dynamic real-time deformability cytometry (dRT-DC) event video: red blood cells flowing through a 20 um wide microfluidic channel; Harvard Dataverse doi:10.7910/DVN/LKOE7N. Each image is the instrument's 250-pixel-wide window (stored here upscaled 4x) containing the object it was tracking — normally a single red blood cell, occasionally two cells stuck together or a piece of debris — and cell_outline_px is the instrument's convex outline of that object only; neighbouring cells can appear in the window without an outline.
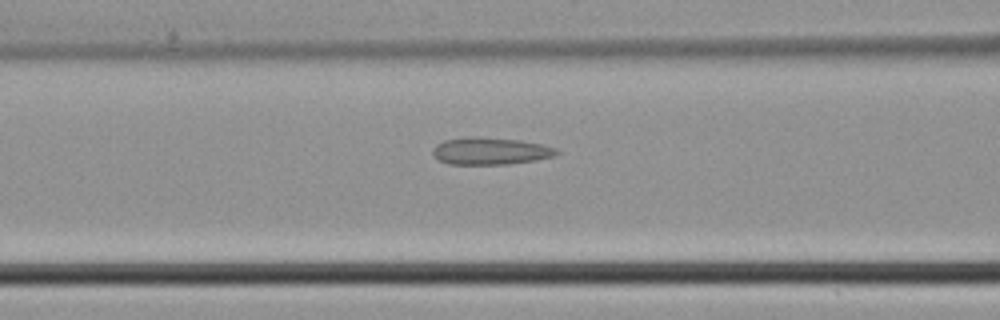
{"species": "common noctule bat (a hibernating species)", "species_latin": "Nyctalus noctula", "temperature_condition": "cold", "stored_images_in_passage": 33, "camera_frame_rate_fps": 3000, "um_per_image_px": 0.085, "animal": {"sex": "male", "body_mass_g": 21.5, "forearm_length_mm": 52.0}, "frame": {"image": 1, "passage_image": 6, "time_ms": 1.667, "image_size_px": [1000, 320], "cell_outline_px": [[560, 152], [552, 156], [536, 160], [508, 164], [448, 164], [440, 160], [432, 152], [432, 148], [436, 144], [444, 140], [468, 136], [480, 136], [520, 140], [540, 144], [556, 148]], "centroid_in_image_um": [41.66, 12.82], "position_along_channel_um": 124.9, "area_um2": 19.65}}
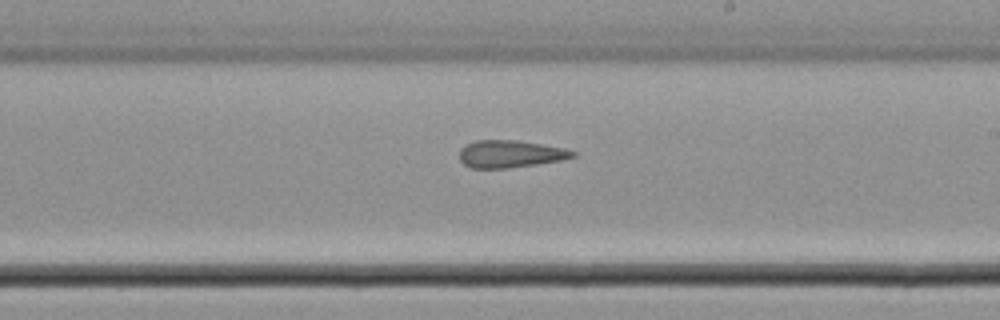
{"frame": {"image": 2, "passage_image": 14, "time_ms": 4.333, "image_size_px": [1000, 320], "cell_outline_px": [[576, 156], [560, 160], [536, 164], [508, 168], [472, 168], [464, 164], [460, 160], [460, 148], [476, 140], [516, 140], [564, 148], [576, 152]], "centroid_in_image_um": [43.36, 13.08], "position_along_channel_um": 245.6, "area_um2": 17.86}}
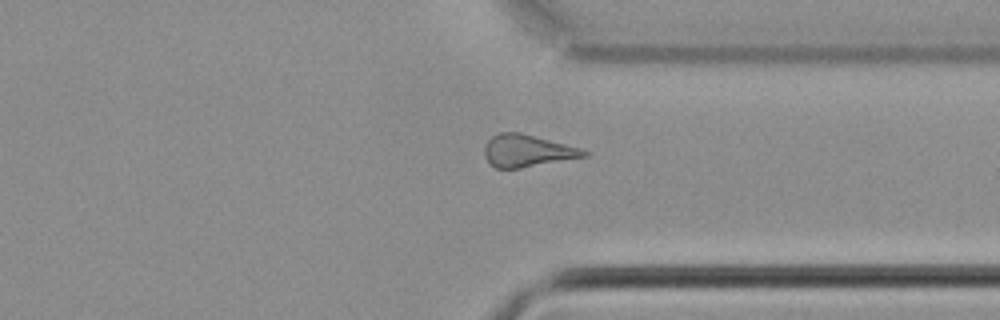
{"frame": {"image": 3, "passage_image": 22, "time_ms": 7.0, "image_size_px": [1000, 320], "cell_outline_px": [[588, 156], [520, 168], [496, 168], [484, 156], [484, 144], [492, 136], [500, 132], [520, 132], [580, 148], [588, 152]], "centroid_in_image_um": [44.79, 12.81], "position_along_channel_um": 366.6, "area_um2": 18.5}}